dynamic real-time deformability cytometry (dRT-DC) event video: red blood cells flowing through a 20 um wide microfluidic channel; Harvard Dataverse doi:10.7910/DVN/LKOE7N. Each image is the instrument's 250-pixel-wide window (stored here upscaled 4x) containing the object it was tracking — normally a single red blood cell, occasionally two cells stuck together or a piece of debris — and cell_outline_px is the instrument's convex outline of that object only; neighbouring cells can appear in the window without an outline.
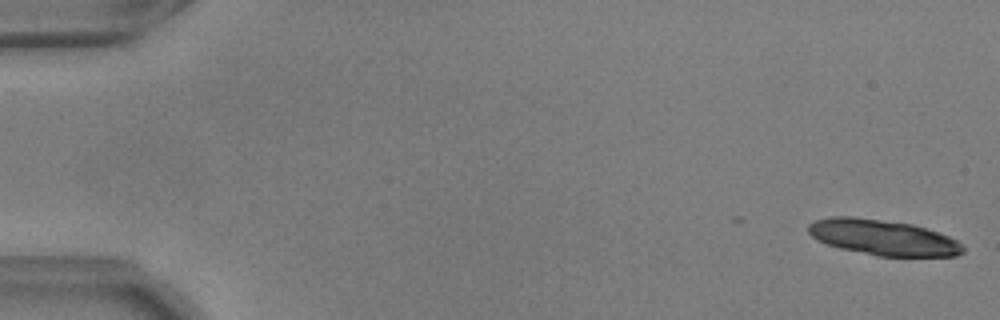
{"species": "common noctule bat (a hibernating species)", "species_latin": "Nyctalus noctula", "temperature_condition": "warm", "stored_images_in_passage": 17, "camera_frame_rate_fps": 3000, "um_per_image_px": 0.085, "animal": {"sex": "male", "body_mass_g": 17.9, "forearm_length_mm": 54.2}, "frame": {"image": 1, "passage_image": 1, "time_ms": 0.0, "image_size_px": [1000, 320], "cell_outline_px": [[964, 252], [956, 256], [876, 256], [840, 248], [816, 240], [808, 232], [808, 224], [816, 220], [832, 216], [852, 216], [912, 224], [948, 236], [956, 240], [964, 248]], "centroid_in_image_um": [75.02, 20.18], "position_along_channel_um": 10.0, "area_um2": 31.85}}